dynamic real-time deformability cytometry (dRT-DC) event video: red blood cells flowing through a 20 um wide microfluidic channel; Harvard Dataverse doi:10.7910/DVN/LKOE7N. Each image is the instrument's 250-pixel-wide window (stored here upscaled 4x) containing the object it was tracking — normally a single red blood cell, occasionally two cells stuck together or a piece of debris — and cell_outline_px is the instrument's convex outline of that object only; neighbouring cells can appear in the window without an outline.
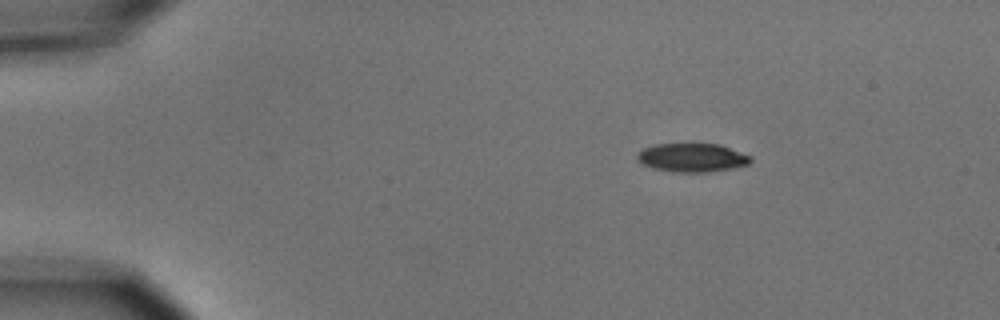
{"species": "common noctule bat (a hibernating species)", "species_latin": "Nyctalus noctula", "temperature_condition": "cold", "stored_images_in_passage": 5, "camera_frame_rate_fps": 3000, "um_per_image_px": 0.085, "animal": {"sex": "male", "body_mass_g": 15.6}, "frame": {"image": 1, "passage_image": 1, "time_ms": 0.0, "image_size_px": [1000, 320], "cell_outline_px": [[752, 160], [748, 164], [732, 168], [708, 172], [672, 172], [652, 168], [644, 164], [636, 156], [644, 148], [656, 144], [720, 144], [752, 156]], "centroid_in_image_um": [58.87, 13.4], "position_along_channel_um": 26.1, "area_um2": 18.79}}
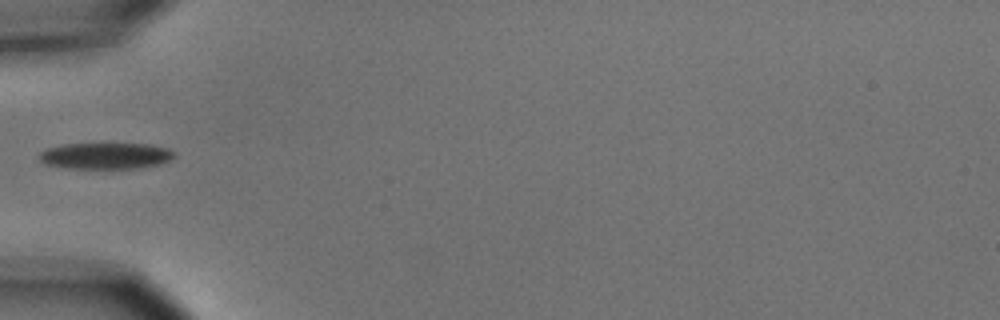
{"frame": {"image": 2, "passage_image": 4, "time_ms": 3.333, "image_size_px": [1000, 320], "cell_outline_px": [[176, 156], [172, 160], [160, 164], [140, 168], [68, 168], [44, 164], [40, 160], [40, 152], [48, 148], [60, 144], [148, 144], [168, 148], [176, 152]], "centroid_in_image_um": [9.03, 13.24], "position_along_channel_um": 76.0, "area_um2": 20.81}}
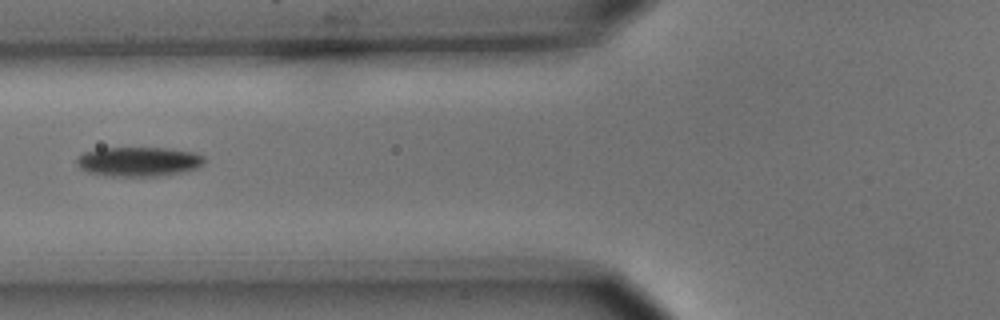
{"frame": {"image": 3, "passage_image": 5, "time_ms": 4.333, "image_size_px": [1000, 320], "cell_outline_px": [[204, 164], [196, 168], [180, 172], [156, 176], [112, 176], [88, 172], [80, 168], [76, 164], [76, 160], [84, 152], [96, 148], [168, 148], [196, 152], [204, 156]], "centroid_in_image_um": [11.78, 13.72], "position_along_channel_um": 114.0, "area_um2": 21.91}}